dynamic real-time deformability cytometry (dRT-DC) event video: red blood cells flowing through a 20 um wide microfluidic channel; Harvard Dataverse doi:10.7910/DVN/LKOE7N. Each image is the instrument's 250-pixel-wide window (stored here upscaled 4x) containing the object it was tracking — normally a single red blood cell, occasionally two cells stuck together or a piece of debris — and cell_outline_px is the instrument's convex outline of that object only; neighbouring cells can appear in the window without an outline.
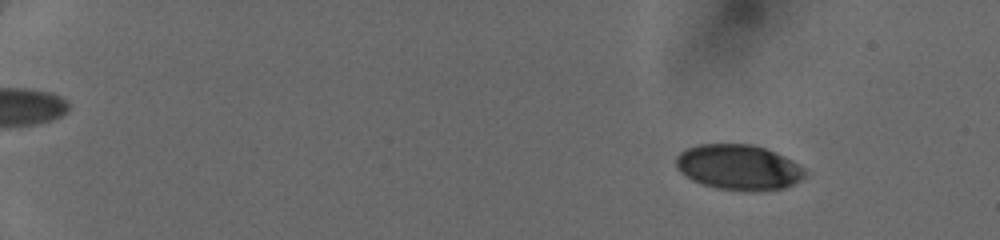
{"species": "human", "species_latin": "Homo sapiens", "temperature_condition": "cold", "stored_images_in_passage": 50, "camera_frame_rate_fps": 3000, "um_per_image_px": 0.085, "donor": {"sex": "female"}, "frame": {"image": 1, "passage_image": 7, "time_ms": 2.0, "image_size_px": [1000, 240], "cell_outline_px": [[808, 172], [800, 180], [784, 188], [716, 188], [692, 180], [684, 176], [676, 168], [676, 156], [684, 148], [700, 144], [752, 144], [764, 148], [784, 156], [800, 164]], "centroid_in_image_um": [62.74, 14.16], "position_along_channel_um": 22.3, "area_um2": 33.35}}
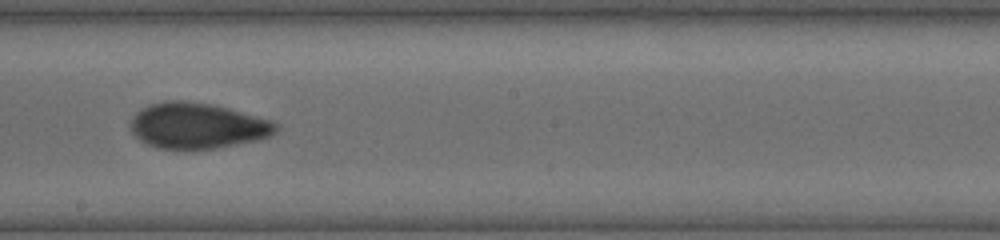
{"frame": {"image": 2, "passage_image": 32, "time_ms": 10.333, "image_size_px": [1000, 240], "cell_outline_px": [[280, 128], [276, 132], [260, 140], [216, 148], [192, 152], [156, 148], [140, 140], [132, 132], [128, 124], [132, 116], [140, 108], [148, 104], [164, 100], [184, 100], [212, 104], [228, 108], [272, 120]], "centroid_in_image_um": [16.73, 10.71], "position_along_channel_um": 231.5, "area_um2": 39.88}}
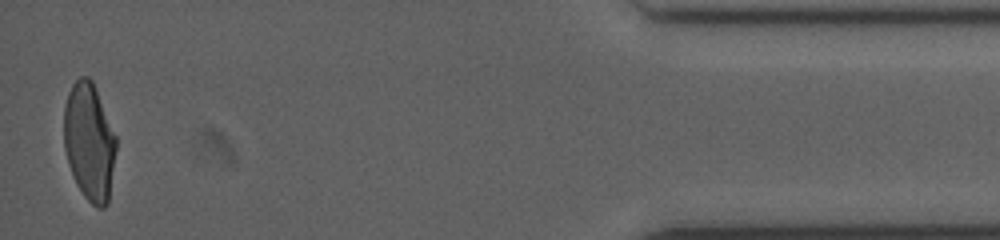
{"frame": {"image": 3, "passage_image": 50, "time_ms": 16.333, "image_size_px": [1000, 240], "cell_outline_px": [[116, 148], [108, 204], [104, 208], [96, 208], [84, 196], [76, 184], [68, 164], [64, 148], [64, 108], [68, 92], [72, 84], [80, 76], [88, 76], [92, 80], [116, 136]], "centroid_in_image_um": [7.58, 12.06], "position_along_channel_um": 427.6, "area_um2": 35.78}}